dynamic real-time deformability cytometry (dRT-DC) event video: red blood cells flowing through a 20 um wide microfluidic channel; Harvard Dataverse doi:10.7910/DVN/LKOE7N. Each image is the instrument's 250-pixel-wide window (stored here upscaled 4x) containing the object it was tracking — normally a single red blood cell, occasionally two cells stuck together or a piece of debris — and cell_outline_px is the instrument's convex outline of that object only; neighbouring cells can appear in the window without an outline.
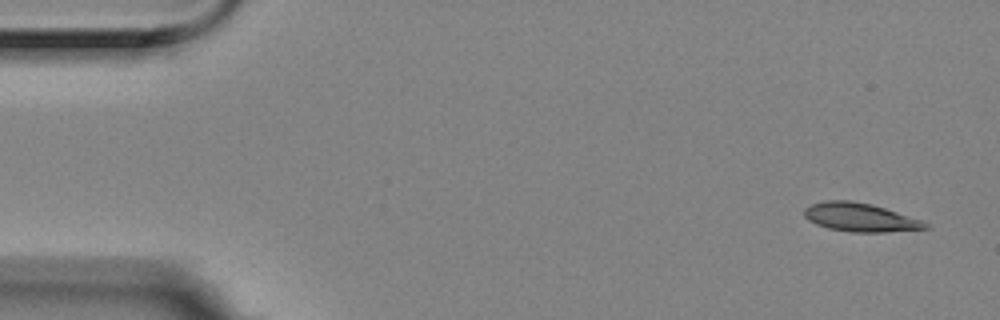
{"species": "Egyptian fruit bat (a non-hibernating species)", "species_latin": "Rousettus aegyptiacus", "temperature_condition": "room temperature", "stored_images_in_passage": 5, "camera_frame_rate_fps": 3000, "um_per_image_px": 0.085, "animal": {"sex": "female"}, "frame": {"image": 1, "passage_image": 1, "time_ms": 0.0, "image_size_px": [1000, 320], "cell_outline_px": [[932, 228], [884, 232], [852, 232], [828, 228], [816, 224], [808, 220], [804, 216], [804, 208], [812, 204], [824, 200], [848, 200], [872, 204], [920, 220], [928, 224]], "centroid_in_image_um": [73.08, 18.47], "position_along_channel_um": 11.9, "area_um2": 20.0}}